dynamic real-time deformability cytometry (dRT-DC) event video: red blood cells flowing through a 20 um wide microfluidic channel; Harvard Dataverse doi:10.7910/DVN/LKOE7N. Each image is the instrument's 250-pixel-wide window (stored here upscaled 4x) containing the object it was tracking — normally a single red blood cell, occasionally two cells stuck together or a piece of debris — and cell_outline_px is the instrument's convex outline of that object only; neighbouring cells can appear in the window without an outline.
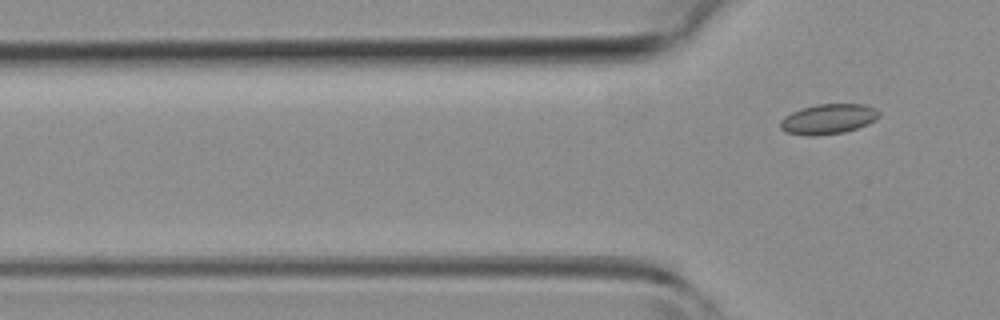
{"species": "common noctule bat (a hibernating species)", "species_latin": "Nyctalus noctula", "temperature_condition": "room temperature", "stored_images_in_passage": 6, "camera_frame_rate_fps": 3000, "um_per_image_px": 0.085, "animal": {"sex": "female", "body_mass_g": 19.3, "forearm_length_mm": 54.1}, "frame": {"image": 1, "passage_image": 6, "time_ms": 5.667, "image_size_px": [1000, 320], "cell_outline_px": [[880, 116], [868, 124], [844, 132], [816, 136], [808, 136], [784, 132], [780, 128], [780, 120], [784, 116], [800, 108], [816, 104], [864, 104], [876, 108], [880, 112]], "centroid_in_image_um": [70.38, 10.11], "position_along_channel_um": 55.4, "area_um2": 17.51}}